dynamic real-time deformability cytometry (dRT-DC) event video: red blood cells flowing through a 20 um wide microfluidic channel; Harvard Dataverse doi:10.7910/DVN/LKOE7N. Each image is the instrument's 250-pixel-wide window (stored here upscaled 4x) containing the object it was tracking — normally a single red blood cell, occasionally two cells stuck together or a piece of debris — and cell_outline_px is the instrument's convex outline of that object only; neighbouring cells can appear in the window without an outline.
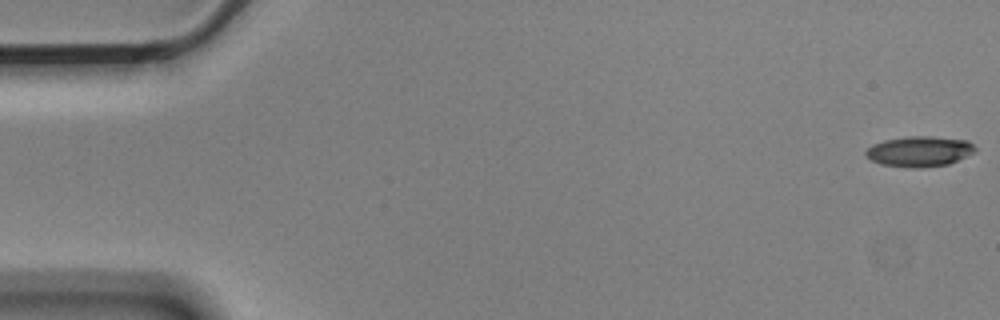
{"species": "Egyptian fruit bat (a non-hibernating species)", "species_latin": "Rousettus aegyptiacus", "temperature_condition": "cold", "stored_images_in_passage": 57, "camera_frame_rate_fps": 3000, "um_per_image_px": 0.085, "animal": {"sex": "male"}, "frame": {"image": 1, "passage_image": 1, "time_ms": 0.0, "image_size_px": [1000, 320], "cell_outline_px": [[976, 152], [948, 164], [924, 168], [912, 168], [880, 164], [872, 160], [864, 152], [872, 144], [884, 140], [908, 136], [932, 136], [968, 140], [976, 148]], "centroid_in_image_um": [78.17, 12.87], "position_along_channel_um": 6.8, "area_um2": 19.48}}
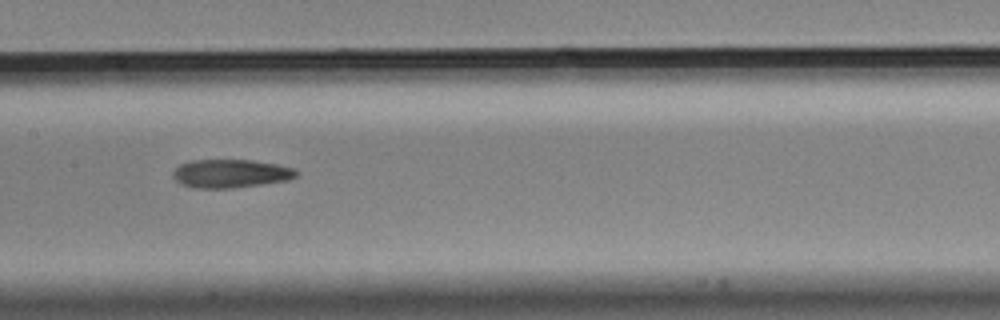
{"frame": {"image": 2, "passage_image": 28, "time_ms": 9.0, "image_size_px": [1000, 320], "cell_outline_px": [[296, 176], [288, 180], [232, 188], [196, 188], [184, 184], [176, 180], [172, 176], [172, 172], [180, 164], [188, 160], [252, 160], [276, 164], [292, 168], [296, 172]], "centroid_in_image_um": [19.56, 14.74], "position_along_channel_um": 187.8, "area_um2": 20.17}}
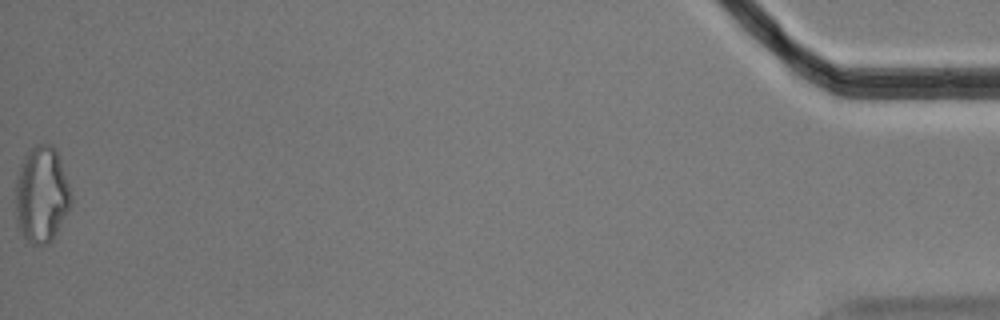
{"frame": {"image": 3, "passage_image": 57, "time_ms": 18.667, "image_size_px": [1000, 320], "cell_outline_px": [[72, 204], [52, 240], [48, 244], [40, 248], [32, 244], [24, 236], [16, 220], [16, 176], [20, 164], [24, 156], [36, 144], [52, 144], [56, 148], [72, 196]], "centroid_in_image_um": [3.54, 16.55], "position_along_channel_um": 431.7, "area_um2": 31.27}, "authors_computed_cell_mechanics": {"area_um2": 20.5768, "velocity_mm_per_s": 3.5511, "shape_relaxation_time_tau1_ms": 11.2262, "shape_relaxation_time_tau2_ms": 5.6158, "deformation_change_tau1": 0.2148, "deformation_change_tau2": 0.1526}}